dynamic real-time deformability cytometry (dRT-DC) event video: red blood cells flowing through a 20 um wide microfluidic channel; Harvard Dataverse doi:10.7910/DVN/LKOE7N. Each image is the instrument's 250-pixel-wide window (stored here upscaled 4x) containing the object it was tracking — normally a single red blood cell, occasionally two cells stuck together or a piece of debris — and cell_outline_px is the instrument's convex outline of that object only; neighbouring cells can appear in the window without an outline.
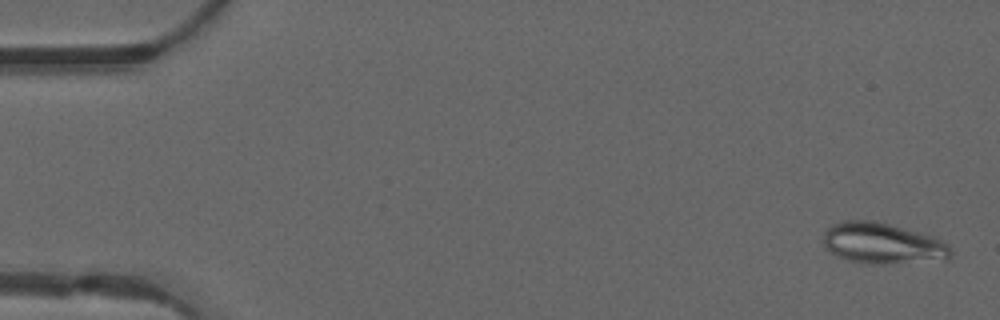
{"species": "common noctule bat (a hibernating species)", "species_latin": "Nyctalus noctula", "temperature_condition": "warm", "stored_images_in_passage": 45, "camera_frame_rate_fps": 3000, "um_per_image_px": 0.085, "animal": {"sex": "male", "forearm_length_mm": 52.5}, "frame": {"image": 1, "passage_image": 2, "time_ms": 0.333, "image_size_px": [1000, 320], "cell_outline_px": [[952, 256], [948, 260], [884, 264], [864, 264], [848, 260], [836, 256], [820, 240], [824, 232], [832, 224], [844, 220], [876, 220], [932, 236], [948, 244], [952, 252]], "centroid_in_image_um": [75.01, 20.69], "position_along_channel_um": 10.0, "area_um2": 30.81}}
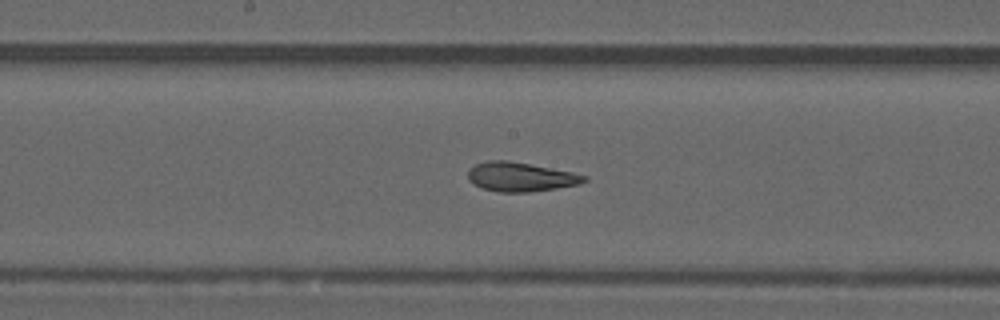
{"frame": {"image": 2, "passage_image": 26, "time_ms": 8.333, "image_size_px": [1000, 320], "cell_outline_px": [[588, 180], [580, 184], [556, 188], [528, 192], [500, 192], [484, 188], [472, 184], [468, 180], [468, 168], [476, 164], [488, 160], [504, 160], [528, 164], [572, 172], [588, 176]], "centroid_in_image_um": [44.23, 15.03], "position_along_channel_um": 204.0, "area_um2": 19.65}}
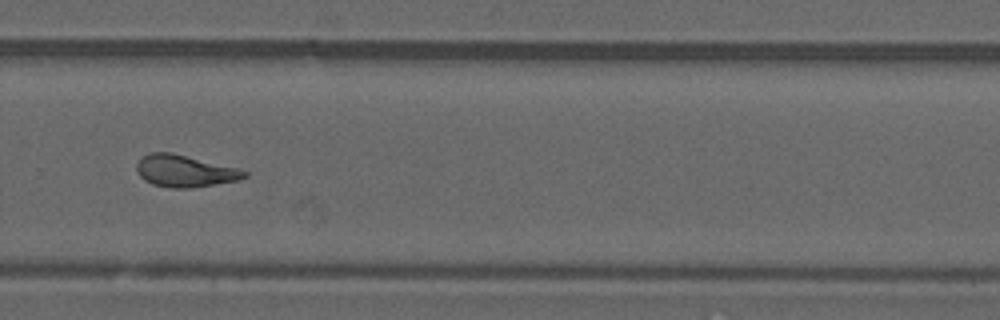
{"frame": {"image": 3, "passage_image": 34, "time_ms": 11.0, "image_size_px": [1000, 320], "cell_outline_px": [[248, 176], [236, 180], [188, 188], [172, 188], [152, 184], [144, 180], [136, 172], [136, 164], [144, 156], [152, 152], [172, 152], [236, 168], [248, 172]], "centroid_in_image_um": [15.66, 14.53], "position_along_channel_um": 314.1, "area_um2": 19.71}, "authors_computed_cell_mechanics": {"area_um2": 20.0566, "velocity_mm_per_s": 4.1466, "shape_relaxation_time_tau1_ms": null, "shape_relaxation_time_tau2_ms": 2.7145, "deformation_change_tau1": null, "deformation_change_tau2": 0.0981}}